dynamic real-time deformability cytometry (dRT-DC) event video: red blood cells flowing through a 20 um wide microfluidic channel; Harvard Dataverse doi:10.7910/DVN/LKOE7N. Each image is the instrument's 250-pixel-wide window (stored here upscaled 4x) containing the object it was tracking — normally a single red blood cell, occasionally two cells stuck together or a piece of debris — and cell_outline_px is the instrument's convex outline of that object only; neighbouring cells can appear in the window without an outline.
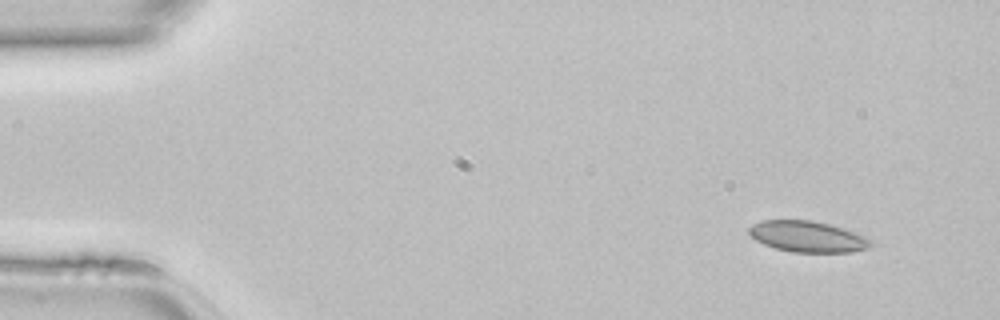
{"species": "common noctule bat (a hibernating species)", "species_latin": "Nyctalus noctula", "temperature_condition": "room temperature", "stored_images_in_passage": 27, "camera_frame_rate_fps": 3000, "um_per_image_px": 0.085, "animal": {"sex": "female", "body_mass_g": 22.7, "forearm_length_mm": 54.2}, "frame": {"image": 1, "passage_image": 1, "time_ms": 0.0, "image_size_px": [1000, 320], "cell_outline_px": [[872, 244], [868, 248], [852, 252], [792, 252], [776, 248], [764, 244], [756, 240], [748, 232], [748, 228], [752, 224], [760, 220], [812, 220], [828, 224], [864, 236], [872, 240]], "centroid_in_image_um": [68.61, 20.11], "position_along_channel_um": 16.4, "area_um2": 21.85}}
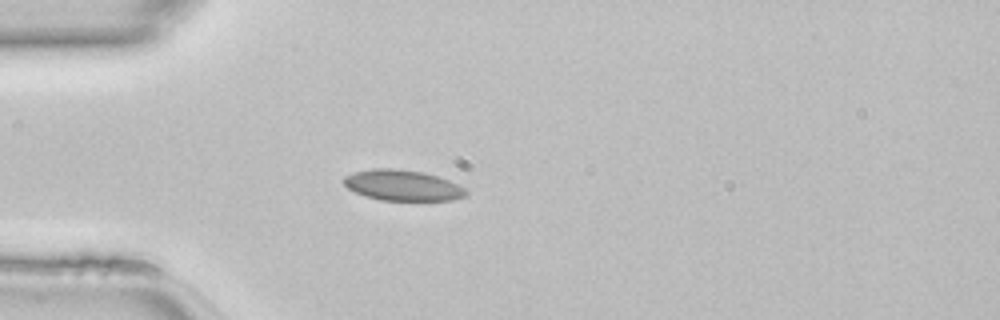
{"frame": {"image": 2, "passage_image": 10, "time_ms": 3.0, "image_size_px": [1000, 320], "cell_outline_px": [[468, 196], [452, 200], [380, 200], [364, 196], [348, 188], [340, 180], [344, 176], [356, 172], [372, 168], [392, 168], [420, 172], [436, 176], [448, 180], [464, 188], [468, 192]], "centroid_in_image_um": [34.19, 15.76], "position_along_channel_um": 50.8, "area_um2": 21.79}}